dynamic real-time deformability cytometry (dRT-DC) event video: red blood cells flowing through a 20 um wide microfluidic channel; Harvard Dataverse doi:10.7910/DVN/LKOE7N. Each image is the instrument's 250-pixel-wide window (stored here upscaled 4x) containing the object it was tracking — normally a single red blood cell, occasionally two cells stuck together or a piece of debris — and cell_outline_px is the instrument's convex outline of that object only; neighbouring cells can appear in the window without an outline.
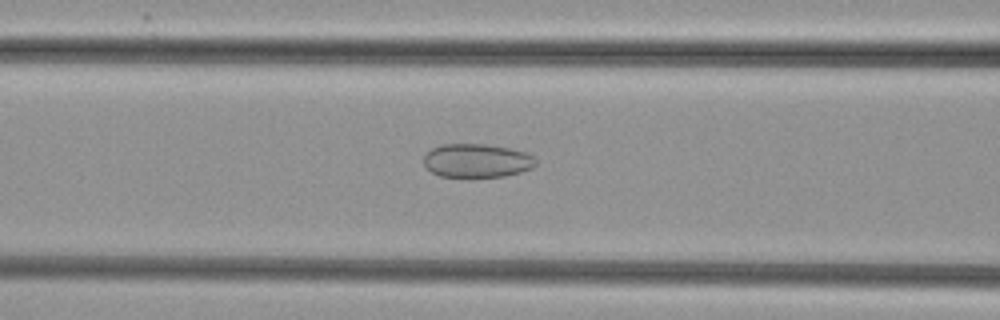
{"species": "common noctule bat (a hibernating species)", "species_latin": "Nyctalus noctula", "temperature_condition": "cold", "stored_images_in_passage": 50, "camera_frame_rate_fps": 3000, "um_per_image_px": 0.085, "animal": {"sex": "female", "body_mass_g": 29.2, "forearm_length_mm": 56.3}, "frame": {"image": 1, "passage_image": 20, "time_ms": 6.333, "image_size_px": [1000, 320], "cell_outline_px": [[536, 164], [532, 168], [520, 172], [504, 176], [440, 176], [432, 172], [424, 164], [424, 156], [432, 148], [440, 144], [484, 144], [508, 148], [528, 152], [536, 160]], "centroid_in_image_um": [40.54, 13.64], "position_along_channel_um": 126.1, "area_um2": 21.79}}
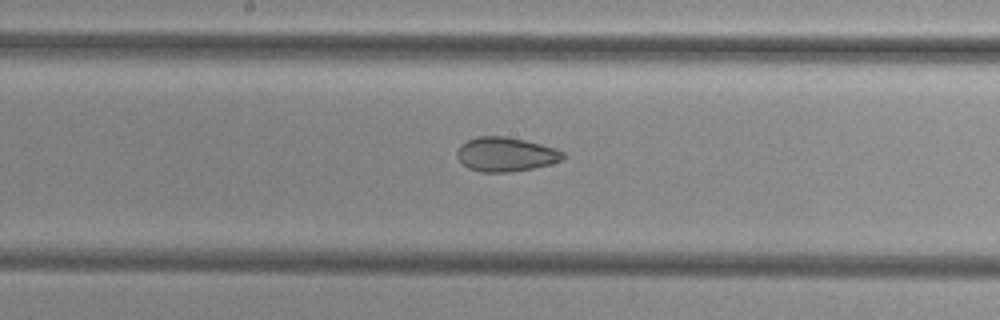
{"frame": {"image": 2, "passage_image": 26, "time_ms": 8.333, "image_size_px": [1000, 320], "cell_outline_px": [[564, 156], [560, 160], [552, 164], [512, 172], [480, 172], [468, 168], [456, 156], [456, 152], [460, 144], [476, 136], [508, 136], [556, 148], [564, 152]], "centroid_in_image_um": [42.97, 13.11], "position_along_channel_um": 205.2, "area_um2": 21.21}}
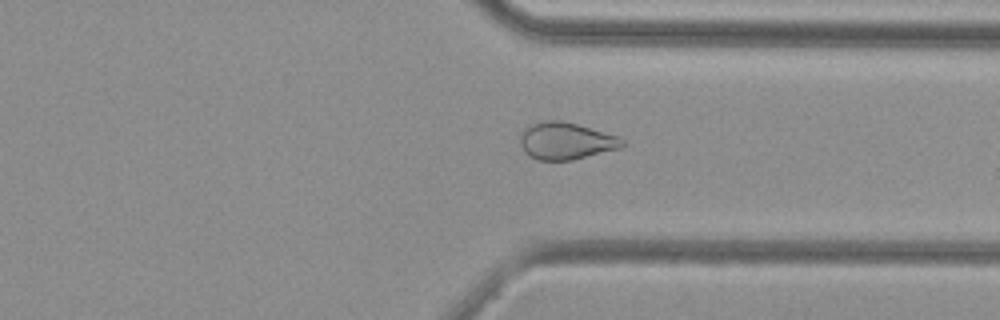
{"frame": {"image": 3, "passage_image": 38, "time_ms": 12.333, "image_size_px": [1000, 320], "cell_outline_px": [[628, 144], [620, 148], [572, 160], [540, 160], [528, 156], [524, 152], [520, 144], [520, 136], [532, 124], [544, 120], [560, 120], [576, 124], [620, 136]], "centroid_in_image_um": [48.14, 11.99], "position_along_channel_um": 363.3, "area_um2": 22.02}}